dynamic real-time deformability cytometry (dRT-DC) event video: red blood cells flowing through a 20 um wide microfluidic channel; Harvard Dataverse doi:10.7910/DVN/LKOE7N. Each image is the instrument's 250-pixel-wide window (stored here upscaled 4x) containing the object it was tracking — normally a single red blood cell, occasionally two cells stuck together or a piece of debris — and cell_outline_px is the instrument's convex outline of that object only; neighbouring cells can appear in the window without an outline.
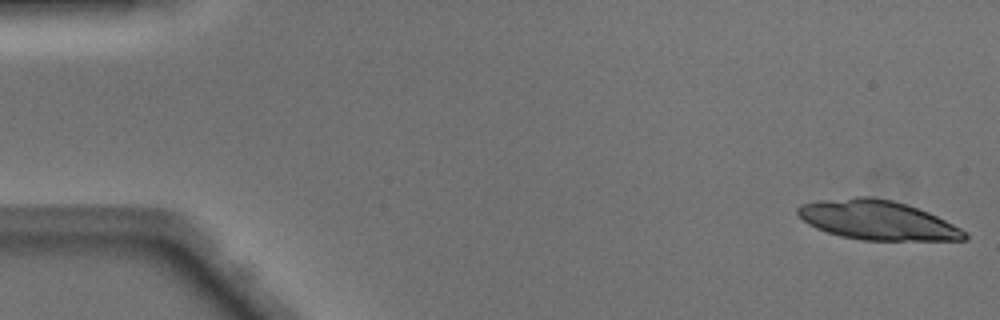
{"species": "Egyptian fruit bat (a non-hibernating species)", "species_latin": "Rousettus aegyptiacus", "temperature_condition": "warm", "stored_images_in_passage": 48, "camera_frame_rate_fps": 3000, "um_per_image_px": 0.085, "animal": {"sex": "male"}, "frame": {"image": 1, "passage_image": 1, "time_ms": 0.0, "image_size_px": [1000, 320], "cell_outline_px": [[968, 240], [864, 240], [840, 236], [816, 228], [808, 224], [796, 212], [796, 208], [804, 204], [820, 200], [856, 196], [872, 196], [892, 200], [928, 212], [968, 232]], "centroid_in_image_um": [74.58, 18.71], "position_along_channel_um": 10.4, "area_um2": 38.03}, "authors_computed_cell_mechanics": {"area_um2": 21.4727, "velocity_mm_per_s": 4.0796, "shape_relaxation_time_tau1_ms": 1.9362, "shape_relaxation_time_tau2_ms": null, "deformation_change_tau1": 0.0996, "deformation_change_tau2": null}}